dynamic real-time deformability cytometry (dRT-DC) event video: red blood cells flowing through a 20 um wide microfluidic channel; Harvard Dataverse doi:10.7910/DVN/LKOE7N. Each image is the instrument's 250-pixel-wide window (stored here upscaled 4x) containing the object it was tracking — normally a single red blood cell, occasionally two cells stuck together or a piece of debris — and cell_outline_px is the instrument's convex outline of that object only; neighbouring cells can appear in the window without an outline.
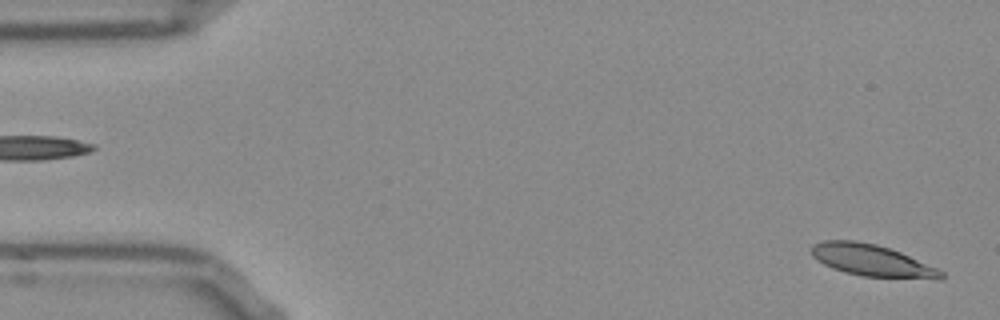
{"species": "Egyptian fruit bat (a non-hibernating species)", "species_latin": "Rousettus aegyptiacus", "temperature_condition": "room temperature", "stored_images_in_passage": 51, "camera_frame_rate_fps": 3000, "um_per_image_px": 0.085, "frame": {"image": 1, "passage_image": 1, "time_ms": 0.0, "image_size_px": [1000, 320], "cell_outline_px": [[944, 276], [940, 280], [864, 276], [844, 272], [832, 268], [824, 264], [812, 256], [812, 244], [824, 240], [856, 240], [876, 244], [900, 252], [936, 268], [944, 272]], "centroid_in_image_um": [74.11, 22.14], "position_along_channel_um": 10.9, "area_um2": 23.93}}
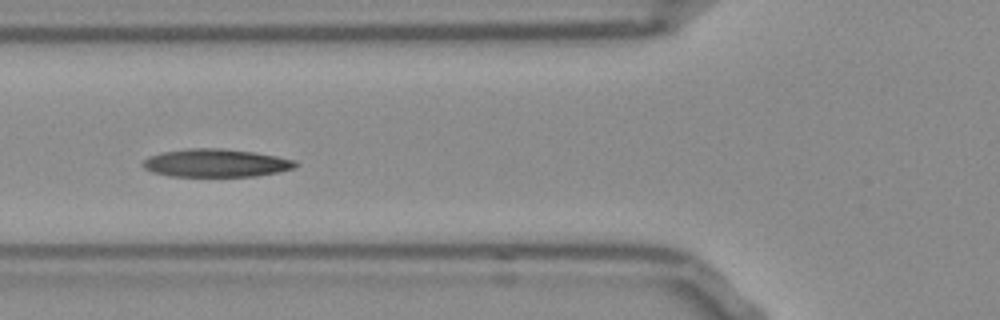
{"frame": {"image": 2, "passage_image": 18, "time_ms": 5.667, "image_size_px": [1000, 320], "cell_outline_px": [[296, 164], [292, 168], [276, 172], [256, 176], [168, 176], [152, 172], [144, 168], [140, 164], [148, 156], [160, 152], [188, 148], [224, 148], [252, 152], [276, 156], [296, 160]], "centroid_in_image_um": [18.27, 13.85], "position_along_channel_um": 107.5, "area_um2": 24.91}}
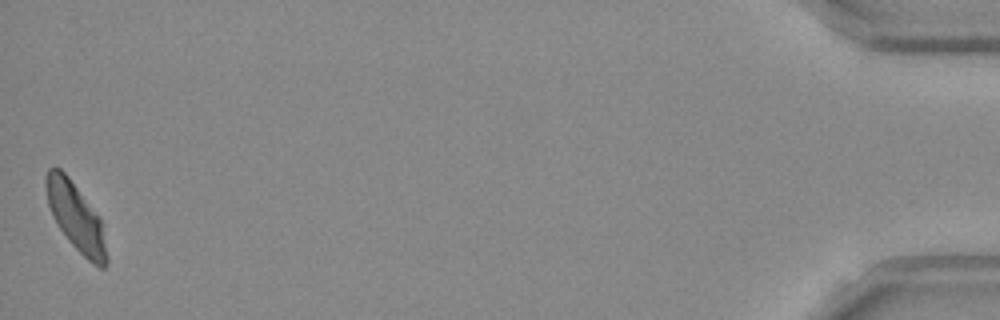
{"frame": {"image": 3, "passage_image": 51, "time_ms": 16.667, "image_size_px": [1000, 320], "cell_outline_px": [[108, 264], [104, 268], [100, 268], [92, 264], [68, 240], [56, 224], [52, 216], [48, 204], [44, 184], [44, 176], [48, 168], [60, 168], [68, 176], [100, 216], [108, 256]], "centroid_in_image_um": [6.44, 18.44], "position_along_channel_um": 428.8, "area_um2": 24.22}, "authors_computed_cell_mechanics": {"area_um2": 24.5072, "velocity_mm_per_s": 3.8226, "shape_relaxation_time_tau1_ms": 7.32, "shape_relaxation_time_tau2_ms": 5.3048, "deformation_change_tau1": 0.1756, "deformation_change_tau2": 0.1125}}